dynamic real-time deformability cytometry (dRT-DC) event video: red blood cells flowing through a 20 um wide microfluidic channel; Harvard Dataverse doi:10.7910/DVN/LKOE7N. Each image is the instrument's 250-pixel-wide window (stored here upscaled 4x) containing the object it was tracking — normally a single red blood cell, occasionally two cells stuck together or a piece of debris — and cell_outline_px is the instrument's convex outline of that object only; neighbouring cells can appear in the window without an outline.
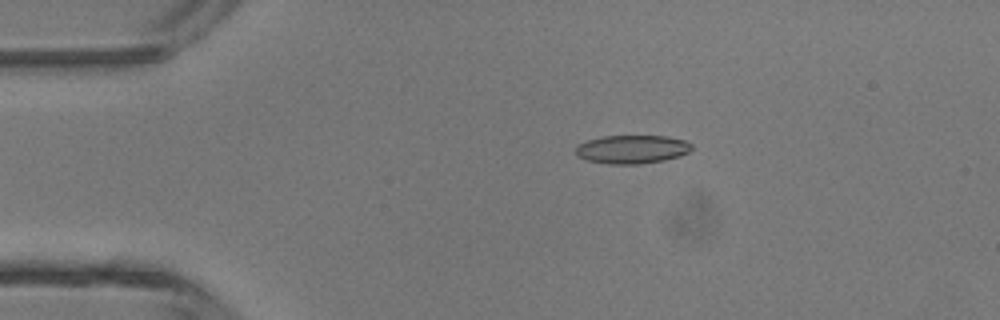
{"species": "common noctule bat (a hibernating species)", "species_latin": "Nyctalus noctula", "temperature_condition": "room temperature", "stored_images_in_passage": 3, "camera_frame_rate_fps": 3000, "um_per_image_px": 0.085, "animal": {"sex": "male", "body_mass_g": 13.3}, "frame": {"image": 1, "passage_image": 2, "time_ms": 0.333, "image_size_px": [1000, 320], "cell_outline_px": [[692, 148], [688, 152], [680, 156], [664, 160], [640, 164], [608, 164], [588, 160], [576, 156], [576, 144], [600, 136], [668, 136], [684, 140], [692, 144]], "centroid_in_image_um": [53.71, 12.69], "position_along_channel_um": 31.3, "area_um2": 19.36}}